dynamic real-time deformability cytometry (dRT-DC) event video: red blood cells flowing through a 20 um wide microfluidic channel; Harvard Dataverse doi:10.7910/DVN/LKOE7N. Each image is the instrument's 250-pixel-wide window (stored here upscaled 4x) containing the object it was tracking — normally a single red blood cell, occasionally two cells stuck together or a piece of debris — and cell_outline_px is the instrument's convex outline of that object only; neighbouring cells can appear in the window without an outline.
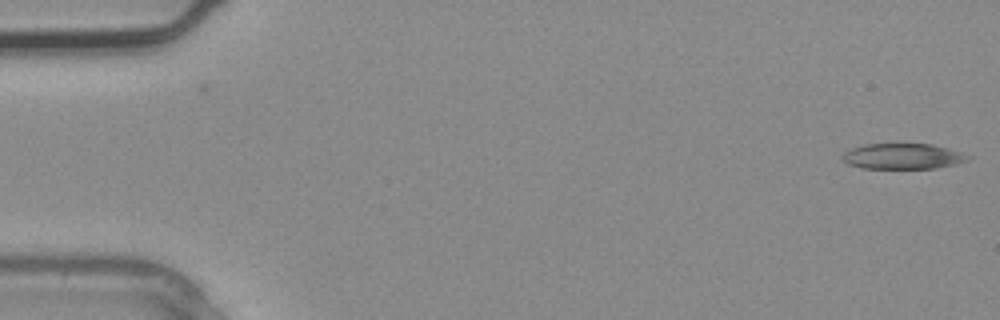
{"species": "common noctule bat (a hibernating species)", "species_latin": "Nyctalus noctula", "temperature_condition": "warm", "stored_images_in_passage": 2, "camera_frame_rate_fps": 3000, "um_per_image_px": 0.085, "animal": {"sex": "male", "body_mass_g": 20.4}, "frame": {"image": 1, "passage_image": 1, "time_ms": 0.0, "image_size_px": [1000, 320], "cell_outline_px": [[968, 160], [956, 164], [936, 168], [860, 168], [848, 164], [840, 156], [844, 152], [852, 148], [864, 144], [932, 144], [960, 152]], "centroid_in_image_um": [76.65, 13.28], "position_along_channel_um": 8.3, "area_um2": 18.44}}